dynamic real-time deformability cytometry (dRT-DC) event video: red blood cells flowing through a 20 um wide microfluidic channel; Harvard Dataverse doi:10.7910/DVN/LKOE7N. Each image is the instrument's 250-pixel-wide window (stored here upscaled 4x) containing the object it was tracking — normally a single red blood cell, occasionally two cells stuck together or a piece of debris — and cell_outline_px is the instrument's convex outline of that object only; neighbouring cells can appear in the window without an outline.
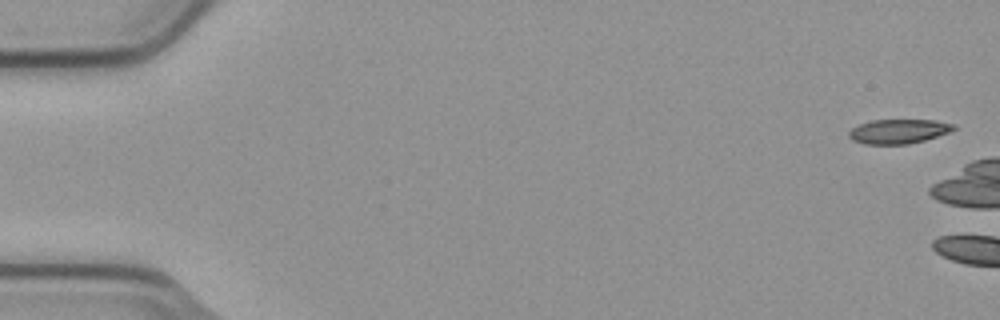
{"species": "common noctule bat (a hibernating species)", "species_latin": "Nyctalus noctula", "temperature_condition": "cold", "stored_images_in_passage": 3, "camera_frame_rate_fps": 3000, "um_per_image_px": 0.085, "animal": {"sex": "male", "body_mass_g": 23.1, "forearm_length_mm": 52.7}, "frame": {"image": 1, "passage_image": 1, "time_ms": 0.0, "image_size_px": [1000, 320], "cell_outline_px": [[956, 128], [948, 132], [924, 140], [908, 144], [864, 144], [852, 140], [848, 136], [848, 132], [852, 128], [860, 124], [872, 120], [936, 120], [956, 124]], "centroid_in_image_um": [76.37, 11.16], "position_along_channel_um": 8.6, "area_um2": 14.85}}